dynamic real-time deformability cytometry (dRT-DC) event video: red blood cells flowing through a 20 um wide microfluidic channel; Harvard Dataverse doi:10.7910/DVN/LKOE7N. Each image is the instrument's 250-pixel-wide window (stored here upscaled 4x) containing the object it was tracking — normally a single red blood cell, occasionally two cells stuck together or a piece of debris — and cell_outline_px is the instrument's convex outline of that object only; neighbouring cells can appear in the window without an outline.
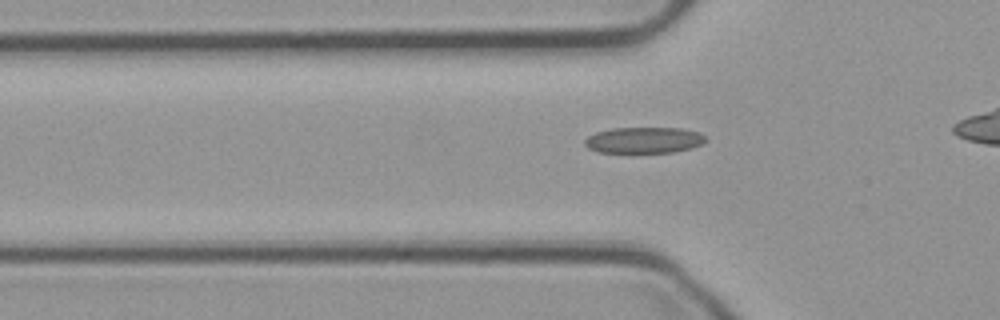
{"species": "common noctule bat (a hibernating species)", "species_latin": "Nyctalus noctula", "temperature_condition": "cold", "stored_images_in_passage": 40, "camera_frame_rate_fps": 3000, "um_per_image_px": 0.085, "animal": {"sex": "male", "body_mass_g": 23.1, "forearm_length_mm": 52.7}, "frame": {"image": 1, "passage_image": 13, "time_ms": 4.0, "image_size_px": [1000, 320], "cell_outline_px": [[708, 140], [700, 144], [688, 148], [672, 152], [596, 152], [588, 148], [584, 144], [584, 140], [588, 136], [596, 132], [612, 128], [680, 128], [700, 132]], "centroid_in_image_um": [54.7, 11.9], "position_along_channel_um": 71.1, "area_um2": 18.26}}
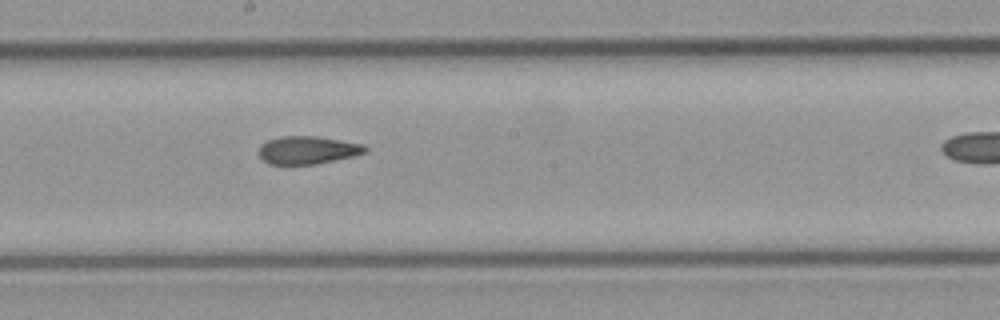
{"frame": {"image": 2, "passage_image": 25, "time_ms": 8.0, "image_size_px": [1000, 320], "cell_outline_px": [[368, 152], [356, 156], [316, 164], [268, 164], [260, 156], [260, 144], [276, 136], [316, 136], [364, 144], [368, 148]], "centroid_in_image_um": [26.19, 12.75], "position_along_channel_um": 222.0, "area_um2": 17.46}}
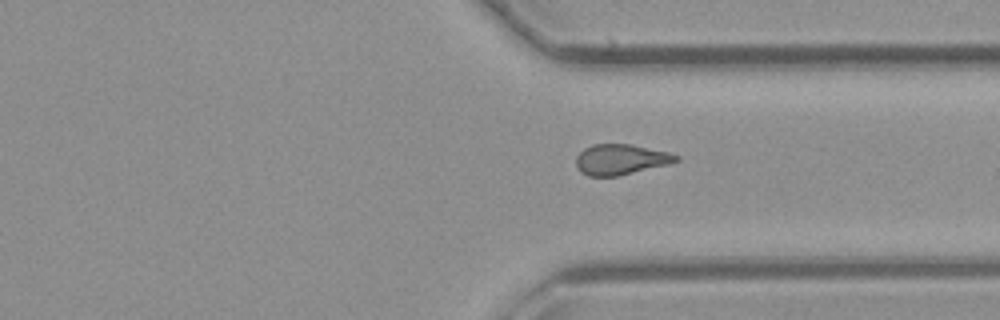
{"frame": {"image": 3, "passage_image": 36, "time_ms": 11.667, "image_size_px": [1000, 320], "cell_outline_px": [[680, 160], [668, 164], [616, 176], [588, 176], [580, 172], [576, 164], [576, 156], [584, 148], [592, 144], [632, 144], [668, 152], [680, 156]], "centroid_in_image_um": [52.75, 13.54], "position_along_channel_um": 358.7, "area_um2": 17.74}}